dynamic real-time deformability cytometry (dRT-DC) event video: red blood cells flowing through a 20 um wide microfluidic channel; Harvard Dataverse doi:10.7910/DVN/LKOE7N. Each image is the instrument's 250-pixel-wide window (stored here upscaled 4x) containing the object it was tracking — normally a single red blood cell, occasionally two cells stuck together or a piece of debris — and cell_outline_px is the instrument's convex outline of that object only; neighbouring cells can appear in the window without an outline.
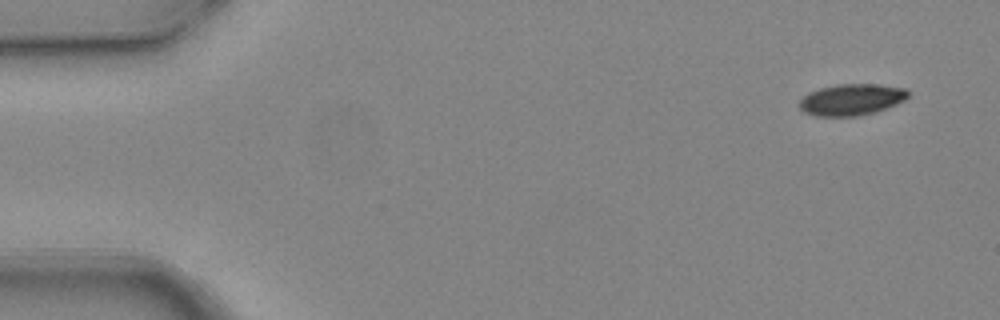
{"species": "common noctule bat (a hibernating species)", "species_latin": "Nyctalus noctula", "temperature_condition": "warm", "stored_images_in_passage": 5, "camera_frame_rate_fps": 3000, "um_per_image_px": 0.085, "animal": {"sex": "female", "body_mass_g": 24.6, "forearm_length_mm": 56.2}, "frame": {"image": 1, "passage_image": 1, "time_ms": 0.0, "image_size_px": [1000, 320], "cell_outline_px": [[908, 96], [904, 100], [896, 104], [876, 112], [856, 116], [816, 116], [804, 112], [800, 108], [800, 100], [808, 92], [820, 88], [836, 84], [880, 84], [908, 88]], "centroid_in_image_um": [72.39, 8.46], "position_along_channel_um": 12.6, "area_um2": 20.0}}
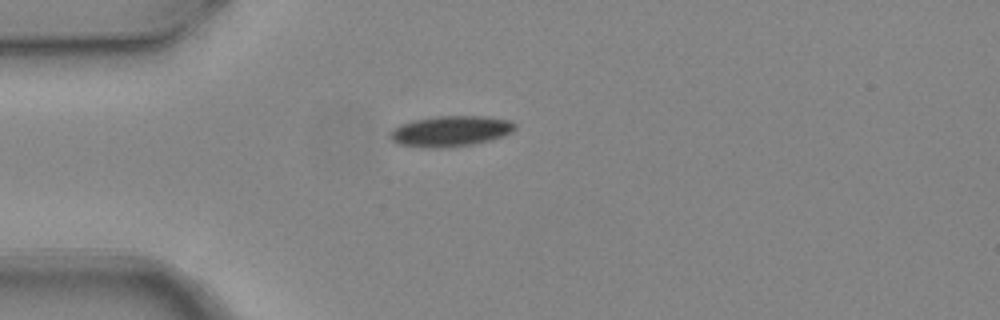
{"frame": {"image": 2, "passage_image": 4, "time_ms": 1.0, "image_size_px": [1000, 320], "cell_outline_px": [[516, 128], [512, 132], [504, 136], [492, 140], [472, 144], [440, 148], [424, 148], [400, 144], [392, 140], [388, 136], [388, 132], [392, 128], [400, 124], [412, 120], [436, 116], [484, 116], [512, 120], [516, 124]], "centroid_in_image_um": [38.29, 11.14], "position_along_channel_um": 46.7, "area_um2": 22.66}}